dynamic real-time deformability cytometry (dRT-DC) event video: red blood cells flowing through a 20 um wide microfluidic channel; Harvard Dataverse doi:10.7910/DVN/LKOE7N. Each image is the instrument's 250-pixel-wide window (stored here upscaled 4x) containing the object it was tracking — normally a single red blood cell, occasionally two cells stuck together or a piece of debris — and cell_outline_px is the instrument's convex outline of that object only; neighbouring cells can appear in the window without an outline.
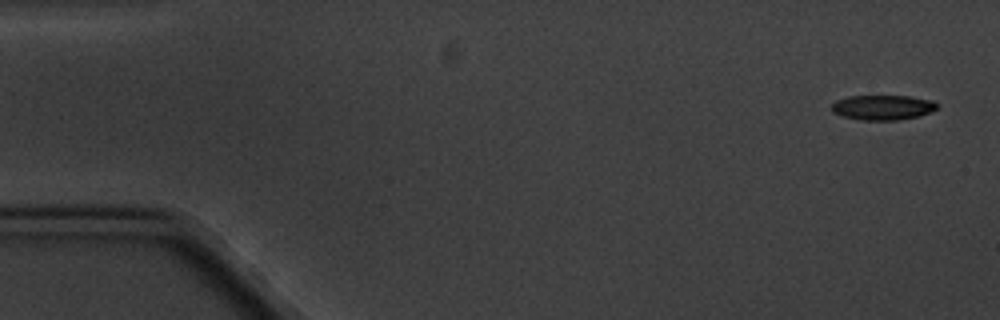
{"species": "common noctule bat (a hibernating species)", "species_latin": "Nyctalus noctula", "temperature_condition": "cold", "stored_images_in_passage": 5, "camera_frame_rate_fps": 3000, "um_per_image_px": 0.085, "animal": {"sex": "male", "body_mass_g": 20.1, "forearm_length_mm": 53.5}, "frame": {"image": 1, "passage_image": 1, "time_ms": 0.0, "image_size_px": [1000, 320], "cell_outline_px": [[936, 108], [932, 112], [920, 116], [896, 120], [860, 120], [844, 116], [832, 112], [832, 104], [836, 100], [848, 96], [908, 96], [932, 100], [936, 104]], "centroid_in_image_um": [75.03, 9.13], "position_along_channel_um": 10.0, "area_um2": 15.26}}